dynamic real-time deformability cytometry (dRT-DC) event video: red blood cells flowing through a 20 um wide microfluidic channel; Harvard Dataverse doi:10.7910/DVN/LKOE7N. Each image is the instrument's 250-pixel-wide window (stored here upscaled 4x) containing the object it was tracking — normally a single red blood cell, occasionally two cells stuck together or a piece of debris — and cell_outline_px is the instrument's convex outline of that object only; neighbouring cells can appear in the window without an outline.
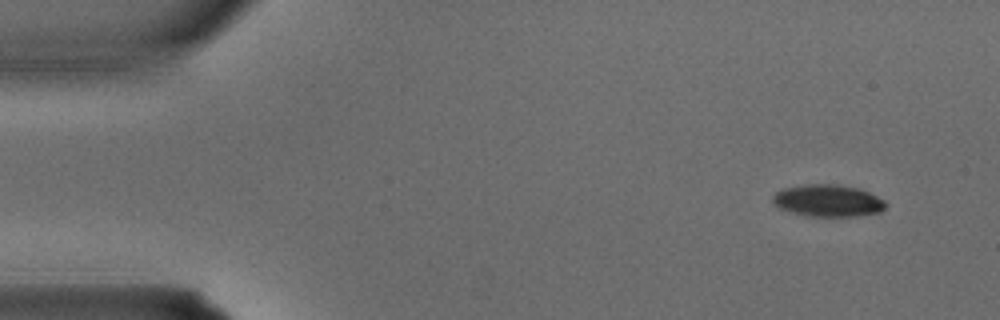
{"species": "common noctule bat (a hibernating species)", "species_latin": "Nyctalus noctula", "temperature_condition": "warm", "stored_images_in_passage": 4, "camera_frame_rate_fps": 3000, "um_per_image_px": 0.085, "animal": {"sex": "male", "body_mass_g": 15.6}, "frame": {"image": 1, "passage_image": 1, "time_ms": 0.0, "image_size_px": [1000, 320], "cell_outline_px": [[888, 204], [880, 212], [860, 216], [808, 216], [792, 212], [780, 208], [772, 200], [772, 196], [776, 192], [784, 188], [804, 184], [840, 184], [860, 188], [884, 200]], "centroid_in_image_um": [70.4, 17.05], "position_along_channel_um": 14.6, "area_um2": 21.15}}